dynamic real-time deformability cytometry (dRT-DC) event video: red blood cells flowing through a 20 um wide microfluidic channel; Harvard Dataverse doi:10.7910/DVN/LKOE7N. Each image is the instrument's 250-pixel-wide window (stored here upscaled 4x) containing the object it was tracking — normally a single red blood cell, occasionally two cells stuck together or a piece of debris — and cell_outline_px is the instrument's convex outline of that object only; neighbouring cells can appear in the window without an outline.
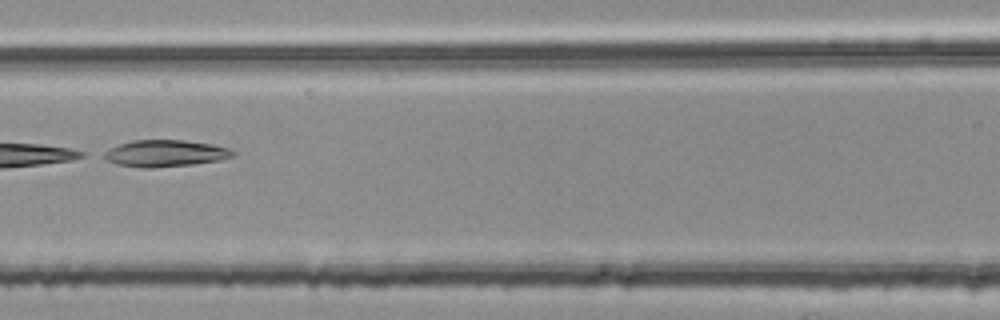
{"species": "common noctule bat (a hibernating species)", "species_latin": "Nyctalus noctula", "temperature_condition": "room temperature", "stored_images_in_passage": 8, "camera_frame_rate_fps": 3000, "um_per_image_px": 0.085, "animal": {"sex": "female", "body_mass_g": 25.1}, "frame": {"image": 1, "passage_image": 8, "time_ms": 2.333, "image_size_px": [1000, 320], "cell_outline_px": [[236, 156], [220, 160], [192, 164], [152, 168], [140, 168], [116, 164], [104, 160], [96, 156], [100, 152], [108, 148], [132, 140], [184, 140], [212, 144], [228, 148], [236, 152]], "centroid_in_image_um": [13.94, 13.04], "position_along_channel_um": 152.7, "area_um2": 20.58}}